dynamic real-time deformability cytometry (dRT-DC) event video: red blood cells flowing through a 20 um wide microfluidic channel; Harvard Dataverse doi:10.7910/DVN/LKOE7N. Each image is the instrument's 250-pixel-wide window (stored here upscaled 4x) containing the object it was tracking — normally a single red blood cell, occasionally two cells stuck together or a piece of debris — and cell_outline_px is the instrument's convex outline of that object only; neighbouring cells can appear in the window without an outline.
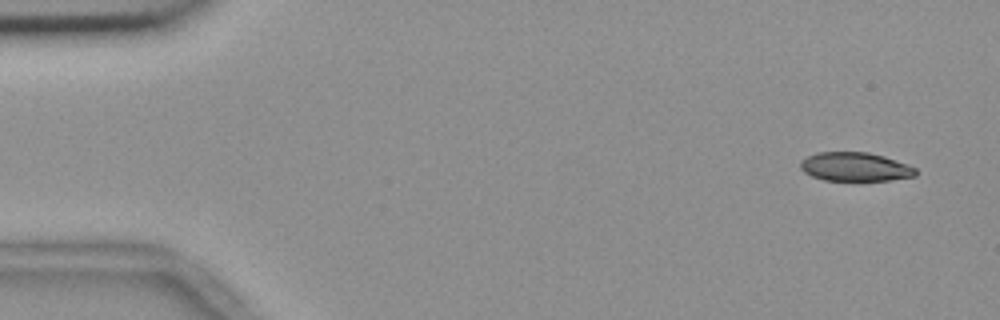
{"species": "common noctule bat (a hibernating species)", "species_latin": "Nyctalus noctula", "temperature_condition": "room temperature", "stored_images_in_passage": 6, "camera_frame_rate_fps": 3000, "um_per_image_px": 0.085, "animal": {"sex": "female", "body_mass_g": 18.4}, "frame": {"image": 1, "passage_image": 1, "time_ms": 0.0, "image_size_px": [1000, 320], "cell_outline_px": [[916, 176], [892, 180], [824, 180], [812, 176], [804, 172], [800, 168], [800, 160], [816, 152], [868, 152], [884, 156], [908, 164], [916, 168]], "centroid_in_image_um": [72.68, 14.17], "position_along_channel_um": 12.3, "area_um2": 19.42}}
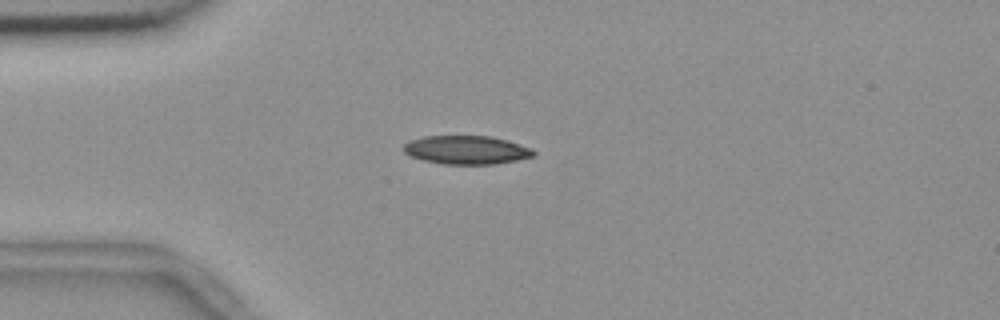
{"frame": {"image": 2, "passage_image": 4, "time_ms": 1.0, "image_size_px": [1000, 320], "cell_outline_px": [[536, 152], [532, 156], [516, 160], [496, 164], [444, 164], [424, 160], [412, 156], [404, 152], [400, 148], [408, 140], [424, 136], [492, 136], [508, 140], [532, 148]], "centroid_in_image_um": [39.63, 12.73], "position_along_channel_um": 45.4, "area_um2": 21.73}}
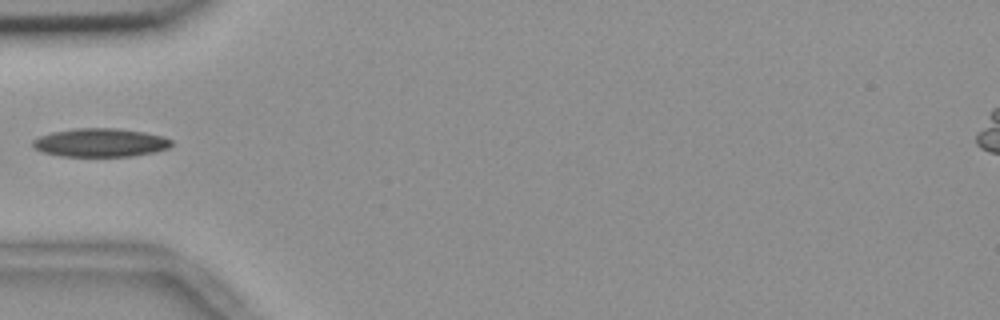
{"frame": {"image": 3, "passage_image": 5, "time_ms": 1.333, "image_size_px": [1000, 320], "cell_outline_px": [[172, 144], [168, 148], [156, 152], [132, 156], [60, 156], [40, 152], [32, 144], [32, 140], [40, 136], [52, 132], [76, 128], [120, 128], [144, 132], [164, 136], [172, 140]], "centroid_in_image_um": [8.54, 12.12], "position_along_channel_um": 76.5, "area_um2": 23.18}}